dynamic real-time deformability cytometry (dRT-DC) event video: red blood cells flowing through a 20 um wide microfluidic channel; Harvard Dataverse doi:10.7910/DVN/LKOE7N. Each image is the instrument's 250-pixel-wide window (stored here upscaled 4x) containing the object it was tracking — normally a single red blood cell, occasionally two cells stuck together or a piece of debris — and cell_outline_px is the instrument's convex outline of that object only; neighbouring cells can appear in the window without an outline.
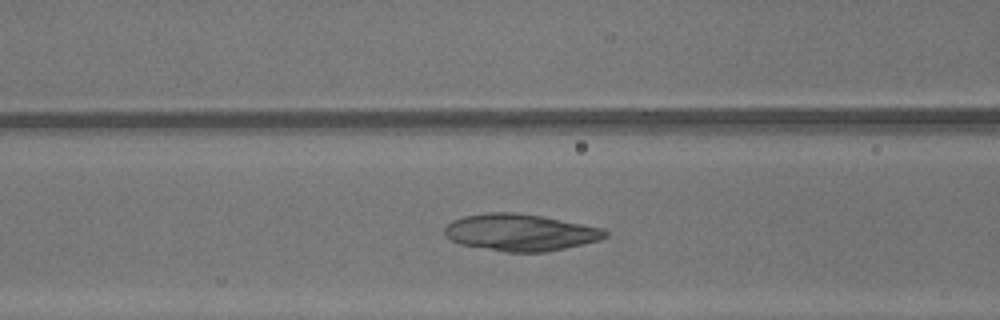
{"species": "common noctule bat (a hibernating species)", "species_latin": "Nyctalus noctula", "temperature_condition": "warm", "stored_images_in_passage": 39, "camera_frame_rate_fps": 3000, "um_per_image_px": 0.085, "animal": {"sex": "male", "body_mass_g": 13.3}, "frame": {"image": 1, "passage_image": 20, "time_ms": 6.333, "image_size_px": [1000, 320], "cell_outline_px": [[608, 236], [600, 240], [584, 244], [544, 252], [504, 252], [460, 244], [444, 236], [444, 228], [452, 220], [464, 216], [484, 212], [516, 212], [540, 216], [604, 228], [608, 232]], "centroid_in_image_um": [44.21, 19.75], "position_along_channel_um": 122.4, "area_um2": 34.62}}
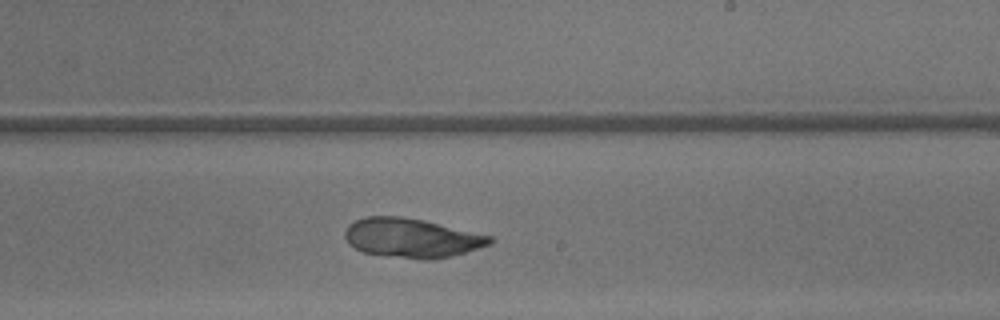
{"frame": {"image": 2, "passage_image": 29, "time_ms": 9.333, "image_size_px": [1000, 320], "cell_outline_px": [[492, 244], [464, 252], [432, 260], [420, 260], [384, 256], [364, 252], [348, 244], [344, 236], [344, 232], [348, 224], [364, 216], [400, 216], [424, 220], [492, 236]], "centroid_in_image_um": [34.95, 20.23], "position_along_channel_um": 254.1, "area_um2": 33.29}}
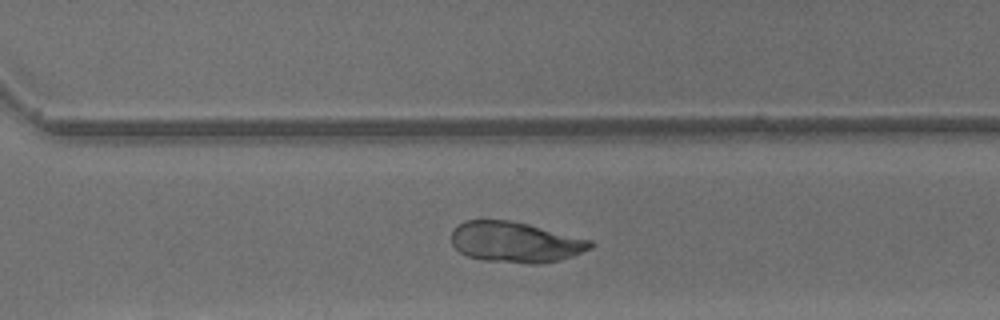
{"frame": {"image": 3, "passage_image": 34, "time_ms": 11.0, "image_size_px": [1000, 320], "cell_outline_px": [[596, 244], [592, 248], [572, 256], [560, 260], [540, 264], [528, 264], [484, 260], [468, 256], [460, 252], [452, 244], [452, 232], [464, 220], [508, 220], [528, 224], [592, 240]], "centroid_in_image_um": [43.84, 20.59], "position_along_channel_um": 326.8, "area_um2": 32.89}}